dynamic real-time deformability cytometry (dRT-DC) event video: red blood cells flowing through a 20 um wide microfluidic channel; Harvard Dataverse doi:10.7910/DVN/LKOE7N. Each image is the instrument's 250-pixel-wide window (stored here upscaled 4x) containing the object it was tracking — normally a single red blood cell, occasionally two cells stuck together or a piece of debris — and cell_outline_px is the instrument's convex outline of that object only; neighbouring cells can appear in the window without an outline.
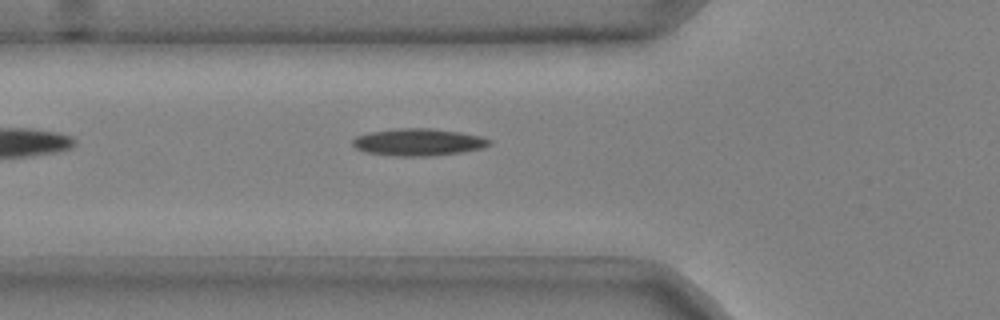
{"species": "common noctule bat (a hibernating species)", "species_latin": "Nyctalus noctula", "temperature_condition": "cold", "stored_images_in_passage": 32, "camera_frame_rate_fps": 3000, "um_per_image_px": 0.085, "animal": {"sex": "male", "body_mass_g": 20.4}, "frame": {"image": 1, "passage_image": 2, "time_ms": 0.333, "image_size_px": [1000, 320], "cell_outline_px": [[492, 144], [484, 148], [460, 152], [428, 156], [396, 156], [368, 152], [356, 148], [352, 144], [352, 140], [356, 136], [368, 132], [400, 128], [432, 128], [460, 132], [480, 136], [492, 140]], "centroid_in_image_um": [35.58, 12.07], "position_along_channel_um": 90.2, "area_um2": 21.62}}
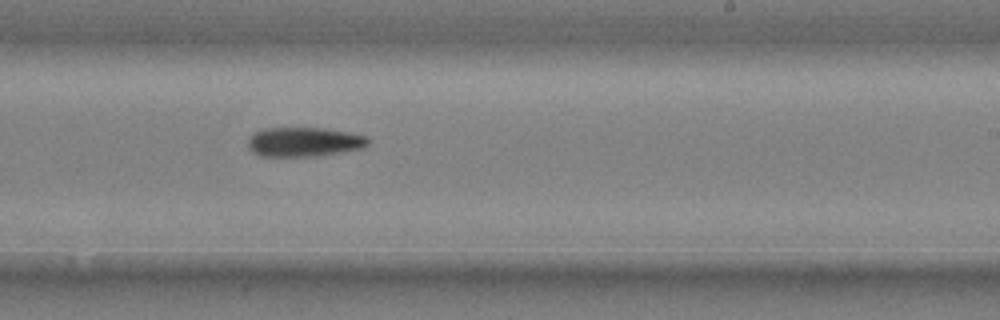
{"frame": {"image": 2, "passage_image": 16, "time_ms": 5.0, "image_size_px": [1000, 320], "cell_outline_px": [[368, 144], [364, 148], [316, 156], [260, 156], [252, 152], [248, 148], [248, 136], [264, 128], [324, 128], [352, 132], [368, 136]], "centroid_in_image_um": [25.85, 12.05], "position_along_channel_um": 263.2, "area_um2": 20.75}}
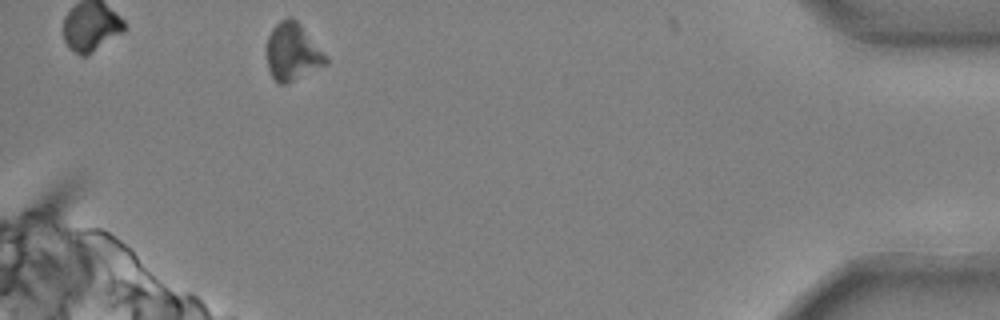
{"frame": {"image": 3, "passage_image": 32, "time_ms": 10.333, "image_size_px": [1000, 320], "cell_outline_px": [[328, 64], [288, 84], [280, 84], [272, 76], [268, 68], [264, 48], [268, 36], [272, 28], [280, 20], [288, 16], [292, 16], [300, 24], [328, 56]], "centroid_in_image_um": [24.85, 4.41], "position_along_channel_um": 410.3, "area_um2": 20.35}}